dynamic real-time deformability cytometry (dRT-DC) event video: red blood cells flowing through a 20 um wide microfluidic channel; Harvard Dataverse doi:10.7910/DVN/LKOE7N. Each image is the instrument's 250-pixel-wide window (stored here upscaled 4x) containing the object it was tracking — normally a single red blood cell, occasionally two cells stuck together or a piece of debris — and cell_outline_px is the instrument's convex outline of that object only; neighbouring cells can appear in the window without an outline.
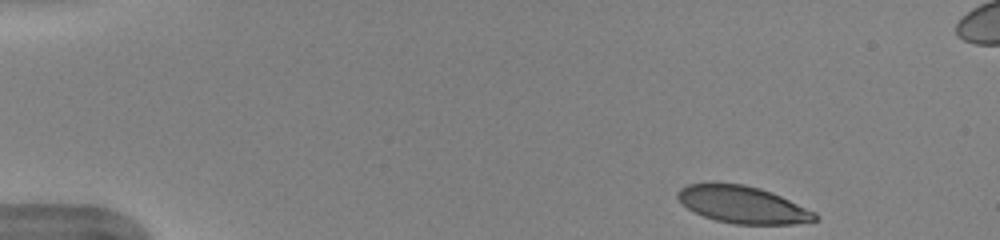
{"species": "human", "species_latin": "Homo sapiens", "temperature_condition": "warm", "stored_images_in_passage": 40, "camera_frame_rate_fps": 3000, "um_per_image_px": 0.085, "donor": {"sex": "female"}, "frame": {"image": 1, "passage_image": 1, "time_ms": 0.0, "image_size_px": [1000, 240], "cell_outline_px": [[820, 216], [816, 220], [796, 224], [736, 224], [716, 220], [704, 216], [688, 208], [676, 196], [676, 192], [680, 188], [688, 184], [708, 180], [744, 184], [760, 188], [772, 192], [816, 212]], "centroid_in_image_um": [63.1, 17.35], "position_along_channel_um": 21.9, "area_um2": 30.23}}
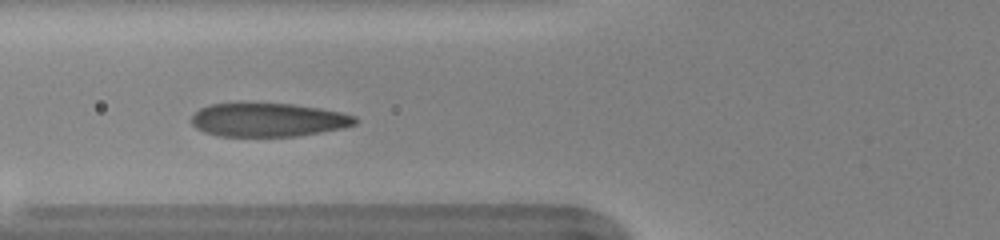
{"frame": {"image": 2, "passage_image": 15, "time_ms": 4.667, "image_size_px": [1000, 240], "cell_outline_px": [[360, 120], [356, 124], [344, 128], [296, 136], [216, 136], [204, 132], [196, 128], [192, 124], [192, 116], [200, 108], [212, 104], [292, 104], [320, 108], [340, 112], [356, 116]], "centroid_in_image_um": [22.83, 10.2], "position_along_channel_um": 103.0, "area_um2": 31.91}}
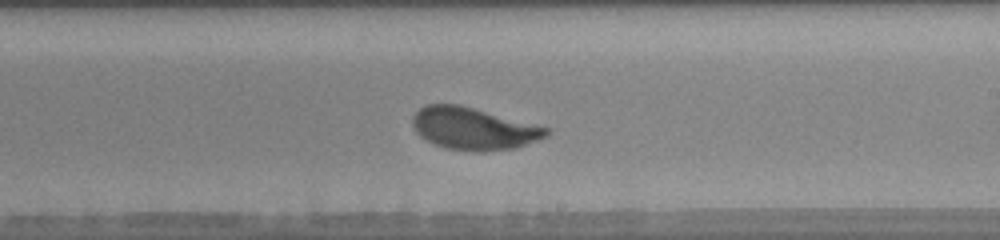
{"frame": {"image": 3, "passage_image": 26, "time_ms": 8.333, "image_size_px": [1000, 240], "cell_outline_px": [[552, 132], [548, 136], [516, 148], [484, 152], [480, 152], [444, 148], [420, 136], [416, 132], [412, 124], [412, 116], [420, 108], [428, 104], [460, 104], [548, 128]], "centroid_in_image_um": [40.25, 10.94], "position_along_channel_um": 248.7, "area_um2": 32.83}, "authors_computed_cell_mechanics": {"area_um2": 32.3969, "velocity_mm_per_s": 3.9748, "shape_relaxation_time_tau1_ms": 2.2369, "shape_relaxation_time_tau2_ms": null, "deformation_change_tau1": 0.1413, "deformation_change_tau2": null}}